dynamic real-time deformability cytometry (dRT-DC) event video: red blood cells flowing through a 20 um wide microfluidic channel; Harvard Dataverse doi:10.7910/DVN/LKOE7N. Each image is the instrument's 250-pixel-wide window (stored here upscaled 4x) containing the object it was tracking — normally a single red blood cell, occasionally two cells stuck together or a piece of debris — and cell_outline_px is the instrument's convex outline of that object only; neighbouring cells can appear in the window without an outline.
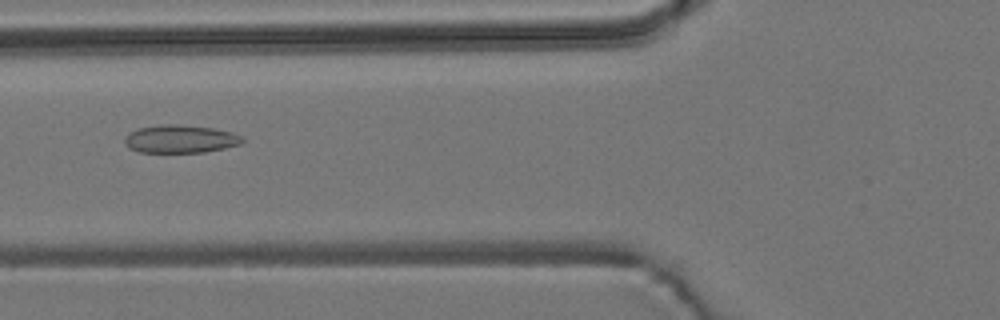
{"species": "common noctule bat (a hibernating species)", "species_latin": "Nyctalus noctula", "temperature_condition": "room temperature", "stored_images_in_passage": 7, "camera_frame_rate_fps": 3000, "um_per_image_px": 0.085, "animal": {"sex": "male", "body_mass_g": 19.2, "forearm_length_mm": 51.8}, "frame": {"image": 1, "passage_image": 6, "time_ms": 1.667, "image_size_px": [1000, 320], "cell_outline_px": [[244, 140], [240, 144], [224, 148], [204, 152], [140, 152], [128, 148], [124, 144], [124, 140], [128, 132], [140, 128], [160, 124], [180, 124], [212, 128], [232, 132], [244, 136]], "centroid_in_image_um": [15.32, 11.81], "position_along_channel_um": 110.5, "area_um2": 19.31}}
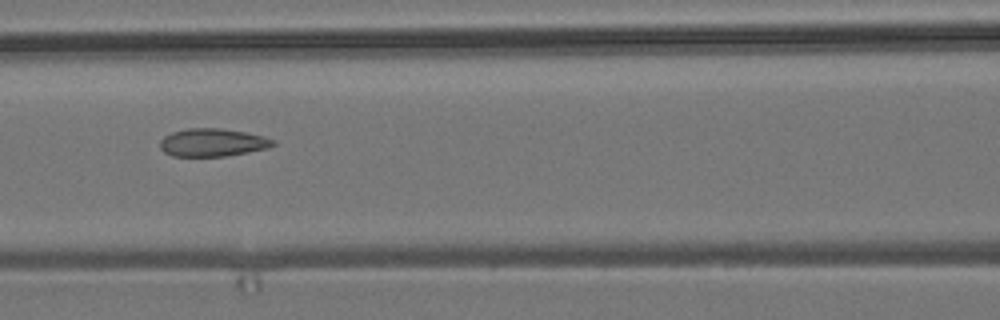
{"frame": {"image": 2, "passage_image": 7, "time_ms": 2.0, "image_size_px": [1000, 320], "cell_outline_px": [[276, 144], [268, 148], [248, 152], [224, 156], [172, 156], [164, 152], [160, 148], [160, 140], [164, 136], [172, 132], [188, 128], [220, 128], [244, 132], [264, 136], [276, 140]], "centroid_in_image_um": [18.07, 12.11], "position_along_channel_um": 148.5, "area_um2": 18.44}}